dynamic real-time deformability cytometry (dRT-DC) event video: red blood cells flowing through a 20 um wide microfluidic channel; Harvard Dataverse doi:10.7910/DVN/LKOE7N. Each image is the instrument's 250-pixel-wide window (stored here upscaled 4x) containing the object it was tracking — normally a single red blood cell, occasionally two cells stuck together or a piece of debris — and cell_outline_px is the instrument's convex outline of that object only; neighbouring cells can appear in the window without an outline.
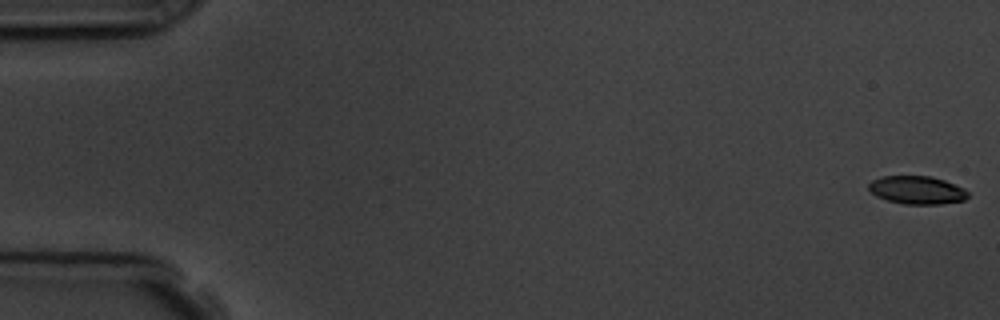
{"species": "common noctule bat (a hibernating species)", "species_latin": "Nyctalus noctula", "temperature_condition": "room temperature", "stored_images_in_passage": 4, "camera_frame_rate_fps": 3000, "um_per_image_px": 0.085, "animal": {"sex": "male", "body_mass_g": 19.5, "forearm_length_mm": 54.6}, "frame": {"image": 1, "passage_image": 1, "time_ms": 0.0, "image_size_px": [1000, 320], "cell_outline_px": [[968, 196], [964, 200], [940, 204], [904, 204], [888, 200], [876, 196], [868, 188], [868, 184], [872, 180], [880, 176], [932, 176], [944, 180], [964, 188], [968, 192]], "centroid_in_image_um": [77.94, 16.15], "position_along_channel_um": 7.1, "area_um2": 16.24}}
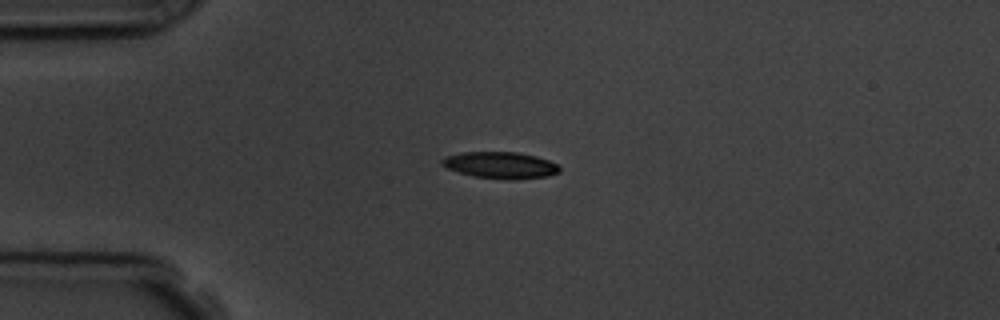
{"frame": {"image": 2, "passage_image": 4, "time_ms": 4.333, "image_size_px": [1000, 320], "cell_outline_px": [[560, 172], [548, 176], [512, 180], [508, 180], [472, 176], [448, 168], [440, 164], [440, 160], [444, 156], [460, 152], [516, 152], [536, 156], [548, 160], [556, 164], [560, 168]], "centroid_in_image_um": [42.51, 14.04], "position_along_channel_um": 42.5, "area_um2": 18.32}}